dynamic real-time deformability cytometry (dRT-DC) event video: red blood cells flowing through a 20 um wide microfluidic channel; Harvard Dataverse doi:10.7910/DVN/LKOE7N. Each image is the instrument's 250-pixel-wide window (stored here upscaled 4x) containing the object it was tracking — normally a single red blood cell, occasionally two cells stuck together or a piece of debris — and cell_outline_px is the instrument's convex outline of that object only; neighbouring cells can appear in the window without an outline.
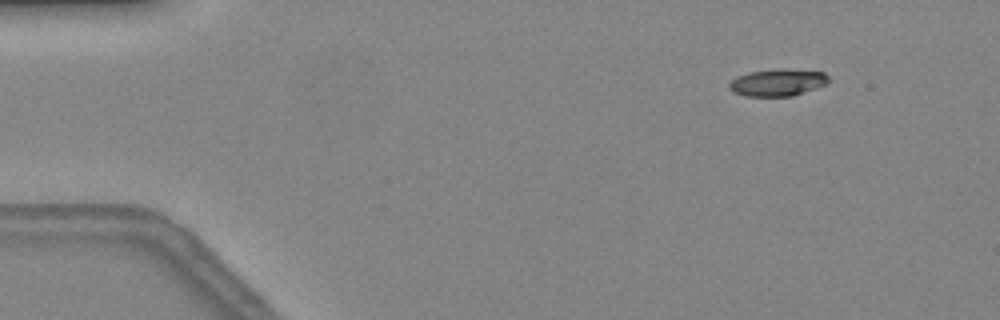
{"species": "common noctule bat (a hibernating species)", "species_latin": "Nyctalus noctula", "temperature_condition": "warm", "stored_images_in_passage": 13, "camera_frame_rate_fps": 3000, "um_per_image_px": 0.085, "animal": {"sex": "female", "body_mass_g": 24.6, "forearm_length_mm": 56.2}, "frame": {"image": 1, "passage_image": 3, "time_ms": 0.667, "image_size_px": [1000, 320], "cell_outline_px": [[828, 84], [792, 96], [744, 96], [732, 92], [728, 88], [728, 84], [736, 76], [748, 72], [784, 68], [824, 72], [828, 76]], "centroid_in_image_um": [66.07, 7.01], "position_along_channel_um": 18.9, "area_um2": 15.84}}